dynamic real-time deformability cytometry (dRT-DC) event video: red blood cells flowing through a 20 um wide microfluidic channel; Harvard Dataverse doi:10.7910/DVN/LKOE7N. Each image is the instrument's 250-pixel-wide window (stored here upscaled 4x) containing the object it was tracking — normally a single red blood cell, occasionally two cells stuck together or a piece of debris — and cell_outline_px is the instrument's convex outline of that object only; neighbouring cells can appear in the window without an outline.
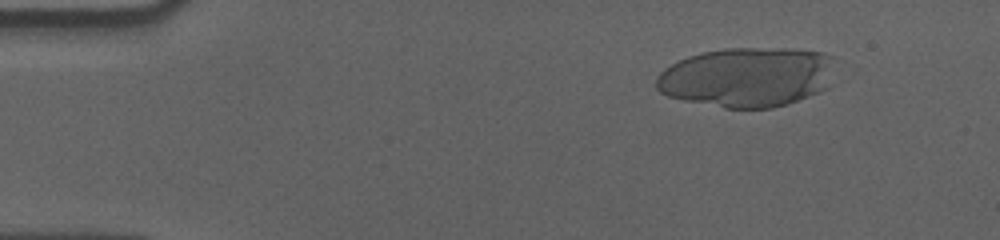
{"species": "human", "species_latin": "Homo sapiens", "temperature_condition": "cold", "stored_images_in_passage": 41, "camera_frame_rate_fps": 3000, "um_per_image_px": 0.085, "donor": {"sex": "male"}, "frame": {"image": 1, "passage_image": 6, "time_ms": 1.667, "image_size_px": [1000, 240], "cell_outline_px": [[832, 56], [828, 88], [820, 92], [788, 104], [772, 108], [724, 108], [684, 100], [668, 96], [660, 92], [656, 88], [656, 76], [664, 68], [688, 56], [700, 52], [724, 48], [792, 48], [820, 52]], "centroid_in_image_um": [63.47, 6.55], "position_along_channel_um": 21.5, "area_um2": 62.42}}
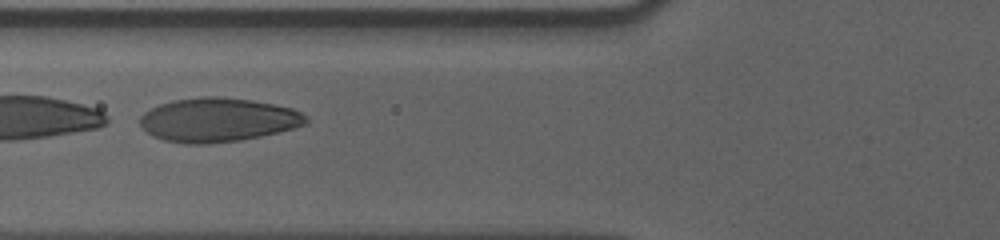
{"frame": {"image": 2, "passage_image": 22, "time_ms": 7.0, "image_size_px": [1000, 240], "cell_outline_px": [[308, 124], [296, 128], [260, 136], [240, 140], [208, 144], [184, 144], [164, 140], [152, 136], [140, 124], [140, 116], [144, 112], [160, 104], [176, 100], [200, 96], [216, 96], [252, 100], [292, 108], [308, 116]], "centroid_in_image_um": [18.54, 10.19], "position_along_channel_um": 107.3, "area_um2": 42.6}}
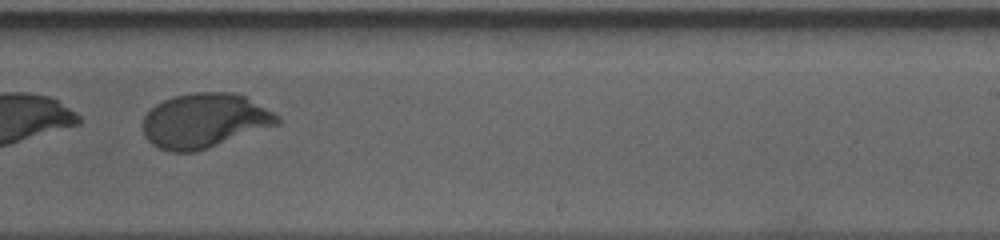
{"frame": {"image": 3, "passage_image": 36, "time_ms": 11.667, "image_size_px": [1000, 240], "cell_outline_px": [[280, 124], [196, 152], [168, 152], [152, 144], [144, 136], [144, 116], [156, 104], [164, 100], [176, 96], [192, 92], [232, 92], [248, 96], [280, 116]], "centroid_in_image_um": [17.43, 10.25], "position_along_channel_um": 271.6, "area_um2": 42.95}}